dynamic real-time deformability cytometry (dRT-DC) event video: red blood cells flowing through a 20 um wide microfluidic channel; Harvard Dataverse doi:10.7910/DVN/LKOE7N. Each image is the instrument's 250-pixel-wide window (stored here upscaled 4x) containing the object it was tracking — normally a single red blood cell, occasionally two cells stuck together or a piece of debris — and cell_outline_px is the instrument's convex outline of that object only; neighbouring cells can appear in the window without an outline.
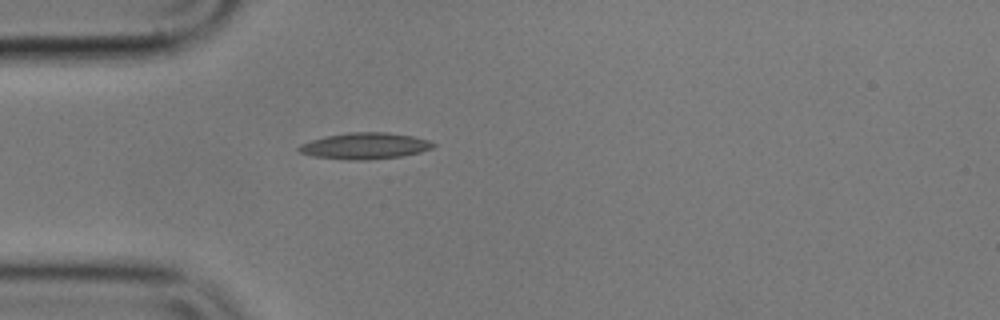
{"species": "common noctule bat (a hibernating species)", "species_latin": "Nyctalus noctula", "temperature_condition": "cold", "stored_images_in_passage": 41, "camera_frame_rate_fps": 3000, "um_per_image_px": 0.085, "animal": {"sex": "male", "body_mass_g": 17.9}, "frame": {"image": 1, "passage_image": 1, "time_ms": 0.0, "image_size_px": [1000, 320], "cell_outline_px": [[436, 144], [432, 148], [420, 152], [400, 156], [368, 160], [348, 160], [312, 156], [300, 152], [296, 148], [300, 144], [324, 136], [348, 132], [384, 132], [412, 136], [428, 140]], "centroid_in_image_um": [30.98, 12.4], "position_along_channel_um": 54.0, "area_um2": 20.58}}
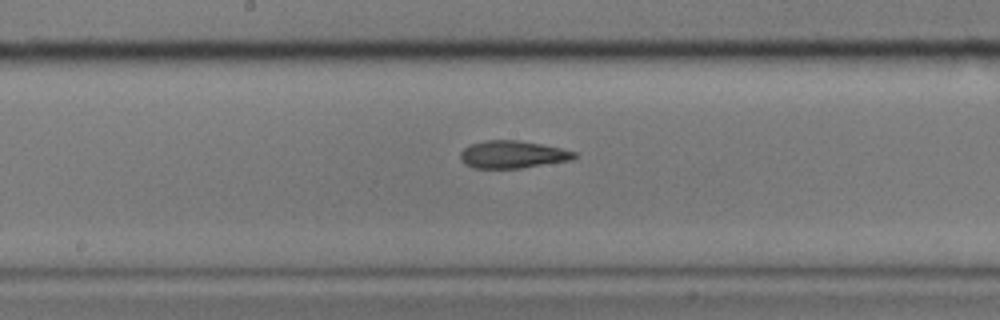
{"frame": {"image": 2, "passage_image": 14, "time_ms": 4.333, "image_size_px": [1000, 320], "cell_outline_px": [[576, 156], [572, 160], [520, 168], [472, 168], [464, 164], [460, 160], [460, 152], [464, 148], [472, 144], [484, 140], [516, 140], [540, 144], [560, 148], [576, 152]], "centroid_in_image_um": [43.53, 13.14], "position_along_channel_um": 204.7, "area_um2": 18.21}}
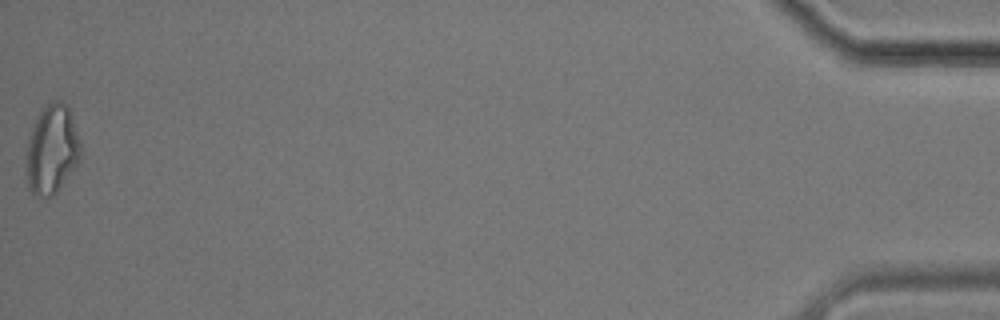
{"frame": {"image": 3, "passage_image": 41, "time_ms": 13.333, "image_size_px": [1000, 320], "cell_outline_px": [[80, 160], [56, 192], [52, 196], [40, 196], [32, 192], [28, 188], [28, 140], [36, 116], [40, 108], [52, 100], [60, 100], [68, 108], [80, 140]], "centroid_in_image_um": [4.42, 12.66], "position_along_channel_um": 430.8, "area_um2": 27.63}, "authors_computed_cell_mechanics": {"area_um2": 18.785, "velocity_mm_per_s": 3.6003, "shape_relaxation_time_tau1_ms": 6.4385, "shape_relaxation_time_tau2_ms": 4.794, "deformation_change_tau1": 0.1766, "deformation_change_tau2": 0.1412}}